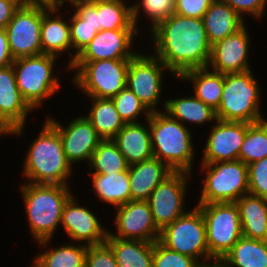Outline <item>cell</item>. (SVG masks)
I'll return each instance as SVG.
<instances>
[{"label":"cell","mask_w":267,"mask_h":267,"mask_svg":"<svg viewBox=\"0 0 267 267\" xmlns=\"http://www.w3.org/2000/svg\"><path fill=\"white\" fill-rule=\"evenodd\" d=\"M165 113L180 123L184 121L203 124L204 122L216 121V112L206 105L195 95L191 97H181L169 99L164 104Z\"/></svg>","instance_id":"cell-31"},{"label":"cell","mask_w":267,"mask_h":267,"mask_svg":"<svg viewBox=\"0 0 267 267\" xmlns=\"http://www.w3.org/2000/svg\"><path fill=\"white\" fill-rule=\"evenodd\" d=\"M158 241L169 250L194 258L201 265L207 264L204 260L213 259L206 241V223L197 206L165 226Z\"/></svg>","instance_id":"cell-10"},{"label":"cell","mask_w":267,"mask_h":267,"mask_svg":"<svg viewBox=\"0 0 267 267\" xmlns=\"http://www.w3.org/2000/svg\"><path fill=\"white\" fill-rule=\"evenodd\" d=\"M47 120L58 130L64 153L71 165L83 160L90 162L92 153L102 139L86 117H77L67 127L60 125L53 118L47 117Z\"/></svg>","instance_id":"cell-17"},{"label":"cell","mask_w":267,"mask_h":267,"mask_svg":"<svg viewBox=\"0 0 267 267\" xmlns=\"http://www.w3.org/2000/svg\"><path fill=\"white\" fill-rule=\"evenodd\" d=\"M168 67L155 55L137 53L129 61L126 76V87L130 89L152 113L161 96L162 73Z\"/></svg>","instance_id":"cell-11"},{"label":"cell","mask_w":267,"mask_h":267,"mask_svg":"<svg viewBox=\"0 0 267 267\" xmlns=\"http://www.w3.org/2000/svg\"><path fill=\"white\" fill-rule=\"evenodd\" d=\"M14 58L11 54L7 32L5 29H0V68L12 65Z\"/></svg>","instance_id":"cell-45"},{"label":"cell","mask_w":267,"mask_h":267,"mask_svg":"<svg viewBox=\"0 0 267 267\" xmlns=\"http://www.w3.org/2000/svg\"><path fill=\"white\" fill-rule=\"evenodd\" d=\"M84 267H118L114 252L105 242L88 246Z\"/></svg>","instance_id":"cell-41"},{"label":"cell","mask_w":267,"mask_h":267,"mask_svg":"<svg viewBox=\"0 0 267 267\" xmlns=\"http://www.w3.org/2000/svg\"><path fill=\"white\" fill-rule=\"evenodd\" d=\"M173 171L153 157L128 166L132 201H148L152 191Z\"/></svg>","instance_id":"cell-21"},{"label":"cell","mask_w":267,"mask_h":267,"mask_svg":"<svg viewBox=\"0 0 267 267\" xmlns=\"http://www.w3.org/2000/svg\"><path fill=\"white\" fill-rule=\"evenodd\" d=\"M206 178L198 204L236 202L248 194V165L240 160L202 164Z\"/></svg>","instance_id":"cell-8"},{"label":"cell","mask_w":267,"mask_h":267,"mask_svg":"<svg viewBox=\"0 0 267 267\" xmlns=\"http://www.w3.org/2000/svg\"><path fill=\"white\" fill-rule=\"evenodd\" d=\"M42 5L19 7L5 28L14 59L42 54L41 47Z\"/></svg>","instance_id":"cell-12"},{"label":"cell","mask_w":267,"mask_h":267,"mask_svg":"<svg viewBox=\"0 0 267 267\" xmlns=\"http://www.w3.org/2000/svg\"><path fill=\"white\" fill-rule=\"evenodd\" d=\"M187 175L191 173L173 171L152 191L148 199L153 221L160 231L186 213L183 204L188 186Z\"/></svg>","instance_id":"cell-13"},{"label":"cell","mask_w":267,"mask_h":267,"mask_svg":"<svg viewBox=\"0 0 267 267\" xmlns=\"http://www.w3.org/2000/svg\"><path fill=\"white\" fill-rule=\"evenodd\" d=\"M246 26L228 35L211 47L209 68L222 73H241L249 71L248 48L249 38Z\"/></svg>","instance_id":"cell-18"},{"label":"cell","mask_w":267,"mask_h":267,"mask_svg":"<svg viewBox=\"0 0 267 267\" xmlns=\"http://www.w3.org/2000/svg\"><path fill=\"white\" fill-rule=\"evenodd\" d=\"M31 4H41L48 7H55V0H29Z\"/></svg>","instance_id":"cell-48"},{"label":"cell","mask_w":267,"mask_h":267,"mask_svg":"<svg viewBox=\"0 0 267 267\" xmlns=\"http://www.w3.org/2000/svg\"><path fill=\"white\" fill-rule=\"evenodd\" d=\"M208 70V67L191 69L179 78L193 81L195 96L216 111L221 103L224 74Z\"/></svg>","instance_id":"cell-27"},{"label":"cell","mask_w":267,"mask_h":267,"mask_svg":"<svg viewBox=\"0 0 267 267\" xmlns=\"http://www.w3.org/2000/svg\"><path fill=\"white\" fill-rule=\"evenodd\" d=\"M55 60L56 56L49 54L14 59L13 68L18 89L32 109L38 108L60 85L58 79L52 75Z\"/></svg>","instance_id":"cell-6"},{"label":"cell","mask_w":267,"mask_h":267,"mask_svg":"<svg viewBox=\"0 0 267 267\" xmlns=\"http://www.w3.org/2000/svg\"><path fill=\"white\" fill-rule=\"evenodd\" d=\"M117 234H108L121 239L155 242L160 230L156 227L148 201H129L117 207L115 218Z\"/></svg>","instance_id":"cell-14"},{"label":"cell","mask_w":267,"mask_h":267,"mask_svg":"<svg viewBox=\"0 0 267 267\" xmlns=\"http://www.w3.org/2000/svg\"><path fill=\"white\" fill-rule=\"evenodd\" d=\"M194 258L169 250L159 241L153 242L152 267H200Z\"/></svg>","instance_id":"cell-39"},{"label":"cell","mask_w":267,"mask_h":267,"mask_svg":"<svg viewBox=\"0 0 267 267\" xmlns=\"http://www.w3.org/2000/svg\"><path fill=\"white\" fill-rule=\"evenodd\" d=\"M220 261L226 267H267V241L242 236Z\"/></svg>","instance_id":"cell-29"},{"label":"cell","mask_w":267,"mask_h":267,"mask_svg":"<svg viewBox=\"0 0 267 267\" xmlns=\"http://www.w3.org/2000/svg\"><path fill=\"white\" fill-rule=\"evenodd\" d=\"M111 99L125 124L139 123L137 117L140 114L142 115L143 112L147 118L150 116V112L141 103L139 98L127 87Z\"/></svg>","instance_id":"cell-37"},{"label":"cell","mask_w":267,"mask_h":267,"mask_svg":"<svg viewBox=\"0 0 267 267\" xmlns=\"http://www.w3.org/2000/svg\"><path fill=\"white\" fill-rule=\"evenodd\" d=\"M202 20L211 46L245 25L244 19L223 0H215Z\"/></svg>","instance_id":"cell-23"},{"label":"cell","mask_w":267,"mask_h":267,"mask_svg":"<svg viewBox=\"0 0 267 267\" xmlns=\"http://www.w3.org/2000/svg\"><path fill=\"white\" fill-rule=\"evenodd\" d=\"M99 31L115 29H137L132 22L131 5L124 0H97Z\"/></svg>","instance_id":"cell-32"},{"label":"cell","mask_w":267,"mask_h":267,"mask_svg":"<svg viewBox=\"0 0 267 267\" xmlns=\"http://www.w3.org/2000/svg\"><path fill=\"white\" fill-rule=\"evenodd\" d=\"M67 1L70 2L71 4L76 2V1H80V0H55V7H62L63 3Z\"/></svg>","instance_id":"cell-51"},{"label":"cell","mask_w":267,"mask_h":267,"mask_svg":"<svg viewBox=\"0 0 267 267\" xmlns=\"http://www.w3.org/2000/svg\"><path fill=\"white\" fill-rule=\"evenodd\" d=\"M70 21V41L72 44V48H76L75 55L69 52L72 57L69 60L68 67L74 62L76 56H78L82 50L91 42V40L95 37L98 31L89 24H86L83 19H81L75 12L73 16H71Z\"/></svg>","instance_id":"cell-38"},{"label":"cell","mask_w":267,"mask_h":267,"mask_svg":"<svg viewBox=\"0 0 267 267\" xmlns=\"http://www.w3.org/2000/svg\"><path fill=\"white\" fill-rule=\"evenodd\" d=\"M88 246L64 245L35 257V267H84Z\"/></svg>","instance_id":"cell-34"},{"label":"cell","mask_w":267,"mask_h":267,"mask_svg":"<svg viewBox=\"0 0 267 267\" xmlns=\"http://www.w3.org/2000/svg\"><path fill=\"white\" fill-rule=\"evenodd\" d=\"M242 236L267 241V199L245 194L236 202Z\"/></svg>","instance_id":"cell-24"},{"label":"cell","mask_w":267,"mask_h":267,"mask_svg":"<svg viewBox=\"0 0 267 267\" xmlns=\"http://www.w3.org/2000/svg\"><path fill=\"white\" fill-rule=\"evenodd\" d=\"M61 223L72 240L85 241L87 246L105 243L107 239L108 231L90 210L78 206L74 196L64 204Z\"/></svg>","instance_id":"cell-19"},{"label":"cell","mask_w":267,"mask_h":267,"mask_svg":"<svg viewBox=\"0 0 267 267\" xmlns=\"http://www.w3.org/2000/svg\"><path fill=\"white\" fill-rule=\"evenodd\" d=\"M89 164V170H95L89 174H111L126 171L128 164L122 153L119 151L116 143L112 139L101 140L92 153Z\"/></svg>","instance_id":"cell-33"},{"label":"cell","mask_w":267,"mask_h":267,"mask_svg":"<svg viewBox=\"0 0 267 267\" xmlns=\"http://www.w3.org/2000/svg\"><path fill=\"white\" fill-rule=\"evenodd\" d=\"M130 60H98L73 62L69 69H76L74 85L88 97L113 98L126 87Z\"/></svg>","instance_id":"cell-7"},{"label":"cell","mask_w":267,"mask_h":267,"mask_svg":"<svg viewBox=\"0 0 267 267\" xmlns=\"http://www.w3.org/2000/svg\"><path fill=\"white\" fill-rule=\"evenodd\" d=\"M30 110L16 82L13 64L0 68V116L13 129L12 135H20Z\"/></svg>","instance_id":"cell-20"},{"label":"cell","mask_w":267,"mask_h":267,"mask_svg":"<svg viewBox=\"0 0 267 267\" xmlns=\"http://www.w3.org/2000/svg\"><path fill=\"white\" fill-rule=\"evenodd\" d=\"M215 0H175L174 14L183 17L203 18Z\"/></svg>","instance_id":"cell-42"},{"label":"cell","mask_w":267,"mask_h":267,"mask_svg":"<svg viewBox=\"0 0 267 267\" xmlns=\"http://www.w3.org/2000/svg\"><path fill=\"white\" fill-rule=\"evenodd\" d=\"M30 183L68 185L72 165L63 150L58 130L48 121L30 145L23 165Z\"/></svg>","instance_id":"cell-2"},{"label":"cell","mask_w":267,"mask_h":267,"mask_svg":"<svg viewBox=\"0 0 267 267\" xmlns=\"http://www.w3.org/2000/svg\"><path fill=\"white\" fill-rule=\"evenodd\" d=\"M93 178V190L104 202L121 206L131 201L128 169L111 174H90Z\"/></svg>","instance_id":"cell-28"},{"label":"cell","mask_w":267,"mask_h":267,"mask_svg":"<svg viewBox=\"0 0 267 267\" xmlns=\"http://www.w3.org/2000/svg\"><path fill=\"white\" fill-rule=\"evenodd\" d=\"M248 193L267 199V157L248 165Z\"/></svg>","instance_id":"cell-40"},{"label":"cell","mask_w":267,"mask_h":267,"mask_svg":"<svg viewBox=\"0 0 267 267\" xmlns=\"http://www.w3.org/2000/svg\"><path fill=\"white\" fill-rule=\"evenodd\" d=\"M200 267H226L221 261H214L212 265L210 264H202Z\"/></svg>","instance_id":"cell-49"},{"label":"cell","mask_w":267,"mask_h":267,"mask_svg":"<svg viewBox=\"0 0 267 267\" xmlns=\"http://www.w3.org/2000/svg\"><path fill=\"white\" fill-rule=\"evenodd\" d=\"M230 5L242 18L243 13H249L257 18H262L267 6V0H223Z\"/></svg>","instance_id":"cell-44"},{"label":"cell","mask_w":267,"mask_h":267,"mask_svg":"<svg viewBox=\"0 0 267 267\" xmlns=\"http://www.w3.org/2000/svg\"><path fill=\"white\" fill-rule=\"evenodd\" d=\"M68 185L34 184L21 185L28 222L33 237L42 246L52 238L61 223L64 204L73 195Z\"/></svg>","instance_id":"cell-3"},{"label":"cell","mask_w":267,"mask_h":267,"mask_svg":"<svg viewBox=\"0 0 267 267\" xmlns=\"http://www.w3.org/2000/svg\"><path fill=\"white\" fill-rule=\"evenodd\" d=\"M58 7L42 5V24L40 31L42 54L61 56V52L69 51L72 44L70 41V24L58 16L52 17ZM52 13V14H51ZM54 18V19H53Z\"/></svg>","instance_id":"cell-25"},{"label":"cell","mask_w":267,"mask_h":267,"mask_svg":"<svg viewBox=\"0 0 267 267\" xmlns=\"http://www.w3.org/2000/svg\"><path fill=\"white\" fill-rule=\"evenodd\" d=\"M205 144L202 164L238 160L246 135V122L216 120Z\"/></svg>","instance_id":"cell-16"},{"label":"cell","mask_w":267,"mask_h":267,"mask_svg":"<svg viewBox=\"0 0 267 267\" xmlns=\"http://www.w3.org/2000/svg\"><path fill=\"white\" fill-rule=\"evenodd\" d=\"M206 223V241L210 256L220 261L242 237L239 210L235 202L196 205Z\"/></svg>","instance_id":"cell-9"},{"label":"cell","mask_w":267,"mask_h":267,"mask_svg":"<svg viewBox=\"0 0 267 267\" xmlns=\"http://www.w3.org/2000/svg\"><path fill=\"white\" fill-rule=\"evenodd\" d=\"M267 157V120L246 123V135L239 151L238 160L246 165Z\"/></svg>","instance_id":"cell-35"},{"label":"cell","mask_w":267,"mask_h":267,"mask_svg":"<svg viewBox=\"0 0 267 267\" xmlns=\"http://www.w3.org/2000/svg\"><path fill=\"white\" fill-rule=\"evenodd\" d=\"M18 8L19 6L10 0H0V29L7 27Z\"/></svg>","instance_id":"cell-46"},{"label":"cell","mask_w":267,"mask_h":267,"mask_svg":"<svg viewBox=\"0 0 267 267\" xmlns=\"http://www.w3.org/2000/svg\"><path fill=\"white\" fill-rule=\"evenodd\" d=\"M10 1L14 2L19 7L28 6L31 4L29 0H10Z\"/></svg>","instance_id":"cell-50"},{"label":"cell","mask_w":267,"mask_h":267,"mask_svg":"<svg viewBox=\"0 0 267 267\" xmlns=\"http://www.w3.org/2000/svg\"><path fill=\"white\" fill-rule=\"evenodd\" d=\"M13 134V129L4 121V119L0 116V135Z\"/></svg>","instance_id":"cell-47"},{"label":"cell","mask_w":267,"mask_h":267,"mask_svg":"<svg viewBox=\"0 0 267 267\" xmlns=\"http://www.w3.org/2000/svg\"><path fill=\"white\" fill-rule=\"evenodd\" d=\"M112 140L116 143L128 165L154 157L150 128L143 126V124H125Z\"/></svg>","instance_id":"cell-22"},{"label":"cell","mask_w":267,"mask_h":267,"mask_svg":"<svg viewBox=\"0 0 267 267\" xmlns=\"http://www.w3.org/2000/svg\"><path fill=\"white\" fill-rule=\"evenodd\" d=\"M142 6V7H141ZM143 8L147 16L152 21V30L162 21L174 14L175 0H141L139 3L131 5L132 22L137 27V19L140 10Z\"/></svg>","instance_id":"cell-36"},{"label":"cell","mask_w":267,"mask_h":267,"mask_svg":"<svg viewBox=\"0 0 267 267\" xmlns=\"http://www.w3.org/2000/svg\"><path fill=\"white\" fill-rule=\"evenodd\" d=\"M75 6V13L93 26L99 32V12L97 11V0H80L72 3Z\"/></svg>","instance_id":"cell-43"},{"label":"cell","mask_w":267,"mask_h":267,"mask_svg":"<svg viewBox=\"0 0 267 267\" xmlns=\"http://www.w3.org/2000/svg\"><path fill=\"white\" fill-rule=\"evenodd\" d=\"M151 32L156 57L177 78L185 71L208 67L212 46L201 18L172 14Z\"/></svg>","instance_id":"cell-1"},{"label":"cell","mask_w":267,"mask_h":267,"mask_svg":"<svg viewBox=\"0 0 267 267\" xmlns=\"http://www.w3.org/2000/svg\"><path fill=\"white\" fill-rule=\"evenodd\" d=\"M260 87L251 70L224 74V86L216 118L221 121L246 122L265 120L259 111Z\"/></svg>","instance_id":"cell-5"},{"label":"cell","mask_w":267,"mask_h":267,"mask_svg":"<svg viewBox=\"0 0 267 267\" xmlns=\"http://www.w3.org/2000/svg\"><path fill=\"white\" fill-rule=\"evenodd\" d=\"M137 33V29L101 30L74 62L130 60L137 54L131 50L132 39Z\"/></svg>","instance_id":"cell-15"},{"label":"cell","mask_w":267,"mask_h":267,"mask_svg":"<svg viewBox=\"0 0 267 267\" xmlns=\"http://www.w3.org/2000/svg\"><path fill=\"white\" fill-rule=\"evenodd\" d=\"M105 242L114 252L118 267H152L153 242L121 239L109 234Z\"/></svg>","instance_id":"cell-26"},{"label":"cell","mask_w":267,"mask_h":267,"mask_svg":"<svg viewBox=\"0 0 267 267\" xmlns=\"http://www.w3.org/2000/svg\"><path fill=\"white\" fill-rule=\"evenodd\" d=\"M150 128L153 156L172 171L191 173L194 149L189 128L165 112H152L146 119Z\"/></svg>","instance_id":"cell-4"},{"label":"cell","mask_w":267,"mask_h":267,"mask_svg":"<svg viewBox=\"0 0 267 267\" xmlns=\"http://www.w3.org/2000/svg\"><path fill=\"white\" fill-rule=\"evenodd\" d=\"M92 107L85 116L102 140L113 139L125 125L112 99L91 97Z\"/></svg>","instance_id":"cell-30"}]
</instances>
